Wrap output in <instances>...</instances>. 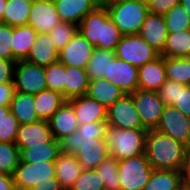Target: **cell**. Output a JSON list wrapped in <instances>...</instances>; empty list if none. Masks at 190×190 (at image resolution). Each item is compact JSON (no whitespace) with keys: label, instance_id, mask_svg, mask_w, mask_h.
<instances>
[{"label":"cell","instance_id":"1f68e13d","mask_svg":"<svg viewBox=\"0 0 190 190\" xmlns=\"http://www.w3.org/2000/svg\"><path fill=\"white\" fill-rule=\"evenodd\" d=\"M32 0H7L3 23L12 27L27 25Z\"/></svg>","mask_w":190,"mask_h":190},{"label":"cell","instance_id":"60d3db41","mask_svg":"<svg viewBox=\"0 0 190 190\" xmlns=\"http://www.w3.org/2000/svg\"><path fill=\"white\" fill-rule=\"evenodd\" d=\"M77 31V25L60 21L48 34L57 50L60 51L70 42Z\"/></svg>","mask_w":190,"mask_h":190},{"label":"cell","instance_id":"681fc988","mask_svg":"<svg viewBox=\"0 0 190 190\" xmlns=\"http://www.w3.org/2000/svg\"><path fill=\"white\" fill-rule=\"evenodd\" d=\"M15 92L14 82L0 84V106H9Z\"/></svg>","mask_w":190,"mask_h":190},{"label":"cell","instance_id":"f546056e","mask_svg":"<svg viewBox=\"0 0 190 190\" xmlns=\"http://www.w3.org/2000/svg\"><path fill=\"white\" fill-rule=\"evenodd\" d=\"M89 77L86 68L70 67L66 65L65 99L86 95Z\"/></svg>","mask_w":190,"mask_h":190},{"label":"cell","instance_id":"7c38bea8","mask_svg":"<svg viewBox=\"0 0 190 190\" xmlns=\"http://www.w3.org/2000/svg\"><path fill=\"white\" fill-rule=\"evenodd\" d=\"M104 78L125 94L134 93L138 89V68L117 57L110 61Z\"/></svg>","mask_w":190,"mask_h":190},{"label":"cell","instance_id":"5b68a950","mask_svg":"<svg viewBox=\"0 0 190 190\" xmlns=\"http://www.w3.org/2000/svg\"><path fill=\"white\" fill-rule=\"evenodd\" d=\"M106 9L123 36L137 35L149 13L148 5L140 0H125Z\"/></svg>","mask_w":190,"mask_h":190},{"label":"cell","instance_id":"6f0895ef","mask_svg":"<svg viewBox=\"0 0 190 190\" xmlns=\"http://www.w3.org/2000/svg\"><path fill=\"white\" fill-rule=\"evenodd\" d=\"M187 123L189 124V127H190V114L187 115Z\"/></svg>","mask_w":190,"mask_h":190},{"label":"cell","instance_id":"7bdbcfd3","mask_svg":"<svg viewBox=\"0 0 190 190\" xmlns=\"http://www.w3.org/2000/svg\"><path fill=\"white\" fill-rule=\"evenodd\" d=\"M12 26L0 22V58L13 60Z\"/></svg>","mask_w":190,"mask_h":190},{"label":"cell","instance_id":"83f0119b","mask_svg":"<svg viewBox=\"0 0 190 190\" xmlns=\"http://www.w3.org/2000/svg\"><path fill=\"white\" fill-rule=\"evenodd\" d=\"M33 96L35 111L40 120H48L67 101L61 93L50 89Z\"/></svg>","mask_w":190,"mask_h":190},{"label":"cell","instance_id":"ee69618b","mask_svg":"<svg viewBox=\"0 0 190 190\" xmlns=\"http://www.w3.org/2000/svg\"><path fill=\"white\" fill-rule=\"evenodd\" d=\"M179 85L180 83L173 80H166L162 87L157 91L159 98L165 105L174 106V103H177Z\"/></svg>","mask_w":190,"mask_h":190},{"label":"cell","instance_id":"f5cc1de1","mask_svg":"<svg viewBox=\"0 0 190 190\" xmlns=\"http://www.w3.org/2000/svg\"><path fill=\"white\" fill-rule=\"evenodd\" d=\"M125 0H96L97 6L100 8H108L111 5L123 2Z\"/></svg>","mask_w":190,"mask_h":190},{"label":"cell","instance_id":"484cf974","mask_svg":"<svg viewBox=\"0 0 190 190\" xmlns=\"http://www.w3.org/2000/svg\"><path fill=\"white\" fill-rule=\"evenodd\" d=\"M9 107L11 113L18 119L20 125L32 124L40 120L35 111L33 95L15 92Z\"/></svg>","mask_w":190,"mask_h":190},{"label":"cell","instance_id":"db71d44e","mask_svg":"<svg viewBox=\"0 0 190 190\" xmlns=\"http://www.w3.org/2000/svg\"><path fill=\"white\" fill-rule=\"evenodd\" d=\"M180 5L185 9L190 17V0H180Z\"/></svg>","mask_w":190,"mask_h":190},{"label":"cell","instance_id":"9a60e30c","mask_svg":"<svg viewBox=\"0 0 190 190\" xmlns=\"http://www.w3.org/2000/svg\"><path fill=\"white\" fill-rule=\"evenodd\" d=\"M168 33L164 16L149 12L141 25L138 35L161 54L165 47Z\"/></svg>","mask_w":190,"mask_h":190},{"label":"cell","instance_id":"9f6ffc18","mask_svg":"<svg viewBox=\"0 0 190 190\" xmlns=\"http://www.w3.org/2000/svg\"><path fill=\"white\" fill-rule=\"evenodd\" d=\"M142 3L149 4L152 0H140Z\"/></svg>","mask_w":190,"mask_h":190},{"label":"cell","instance_id":"74e56055","mask_svg":"<svg viewBox=\"0 0 190 190\" xmlns=\"http://www.w3.org/2000/svg\"><path fill=\"white\" fill-rule=\"evenodd\" d=\"M47 89L57 91L65 98L66 65L57 61L45 67Z\"/></svg>","mask_w":190,"mask_h":190},{"label":"cell","instance_id":"7dc6e473","mask_svg":"<svg viewBox=\"0 0 190 190\" xmlns=\"http://www.w3.org/2000/svg\"><path fill=\"white\" fill-rule=\"evenodd\" d=\"M180 4V0H152L148 4L149 12L164 15L173 7Z\"/></svg>","mask_w":190,"mask_h":190},{"label":"cell","instance_id":"bcb514c9","mask_svg":"<svg viewBox=\"0 0 190 190\" xmlns=\"http://www.w3.org/2000/svg\"><path fill=\"white\" fill-rule=\"evenodd\" d=\"M174 107L186 116L190 114V86H178L177 103H174Z\"/></svg>","mask_w":190,"mask_h":190},{"label":"cell","instance_id":"f6af8a7d","mask_svg":"<svg viewBox=\"0 0 190 190\" xmlns=\"http://www.w3.org/2000/svg\"><path fill=\"white\" fill-rule=\"evenodd\" d=\"M107 126V122L81 124L78 127V132L82 135L96 136V139H105Z\"/></svg>","mask_w":190,"mask_h":190},{"label":"cell","instance_id":"e0dca14e","mask_svg":"<svg viewBox=\"0 0 190 190\" xmlns=\"http://www.w3.org/2000/svg\"><path fill=\"white\" fill-rule=\"evenodd\" d=\"M73 107L79 125L94 122H106L107 109L87 95L67 100Z\"/></svg>","mask_w":190,"mask_h":190},{"label":"cell","instance_id":"44dd1931","mask_svg":"<svg viewBox=\"0 0 190 190\" xmlns=\"http://www.w3.org/2000/svg\"><path fill=\"white\" fill-rule=\"evenodd\" d=\"M61 21L79 25L98 6L96 0H53Z\"/></svg>","mask_w":190,"mask_h":190},{"label":"cell","instance_id":"5bb4252c","mask_svg":"<svg viewBox=\"0 0 190 190\" xmlns=\"http://www.w3.org/2000/svg\"><path fill=\"white\" fill-rule=\"evenodd\" d=\"M53 0H32L27 25L37 33H49L60 22Z\"/></svg>","mask_w":190,"mask_h":190},{"label":"cell","instance_id":"9c48e42d","mask_svg":"<svg viewBox=\"0 0 190 190\" xmlns=\"http://www.w3.org/2000/svg\"><path fill=\"white\" fill-rule=\"evenodd\" d=\"M131 95L143 127L146 130H155L165 107L158 93L137 89Z\"/></svg>","mask_w":190,"mask_h":190},{"label":"cell","instance_id":"ba28073f","mask_svg":"<svg viewBox=\"0 0 190 190\" xmlns=\"http://www.w3.org/2000/svg\"><path fill=\"white\" fill-rule=\"evenodd\" d=\"M13 82L16 92L38 94L47 89L45 67L25 60L16 61Z\"/></svg>","mask_w":190,"mask_h":190},{"label":"cell","instance_id":"603a6c76","mask_svg":"<svg viewBox=\"0 0 190 190\" xmlns=\"http://www.w3.org/2000/svg\"><path fill=\"white\" fill-rule=\"evenodd\" d=\"M86 95L108 109L117 100L122 98L125 93L105 78H97L89 81Z\"/></svg>","mask_w":190,"mask_h":190},{"label":"cell","instance_id":"f35d334b","mask_svg":"<svg viewBox=\"0 0 190 190\" xmlns=\"http://www.w3.org/2000/svg\"><path fill=\"white\" fill-rule=\"evenodd\" d=\"M122 36L118 27L109 17L105 22H101L100 39L95 48L114 51Z\"/></svg>","mask_w":190,"mask_h":190},{"label":"cell","instance_id":"3957f363","mask_svg":"<svg viewBox=\"0 0 190 190\" xmlns=\"http://www.w3.org/2000/svg\"><path fill=\"white\" fill-rule=\"evenodd\" d=\"M13 179L16 190H63L55 177V161H20Z\"/></svg>","mask_w":190,"mask_h":190},{"label":"cell","instance_id":"ffe728a7","mask_svg":"<svg viewBox=\"0 0 190 190\" xmlns=\"http://www.w3.org/2000/svg\"><path fill=\"white\" fill-rule=\"evenodd\" d=\"M58 59L59 51L49 37V34L37 33L34 44L32 45L25 61L46 67L50 64L56 63Z\"/></svg>","mask_w":190,"mask_h":190},{"label":"cell","instance_id":"d590c367","mask_svg":"<svg viewBox=\"0 0 190 190\" xmlns=\"http://www.w3.org/2000/svg\"><path fill=\"white\" fill-rule=\"evenodd\" d=\"M20 162V150L15 142H0V173L13 176Z\"/></svg>","mask_w":190,"mask_h":190},{"label":"cell","instance_id":"ab89813d","mask_svg":"<svg viewBox=\"0 0 190 190\" xmlns=\"http://www.w3.org/2000/svg\"><path fill=\"white\" fill-rule=\"evenodd\" d=\"M163 16L168 32H179L190 29V17L180 4L173 7Z\"/></svg>","mask_w":190,"mask_h":190},{"label":"cell","instance_id":"e575fe53","mask_svg":"<svg viewBox=\"0 0 190 190\" xmlns=\"http://www.w3.org/2000/svg\"><path fill=\"white\" fill-rule=\"evenodd\" d=\"M95 170L101 177L105 190H121L118 160L115 157L109 156Z\"/></svg>","mask_w":190,"mask_h":190},{"label":"cell","instance_id":"cb8c5ba5","mask_svg":"<svg viewBox=\"0 0 190 190\" xmlns=\"http://www.w3.org/2000/svg\"><path fill=\"white\" fill-rule=\"evenodd\" d=\"M183 172L177 170H153L143 190H183Z\"/></svg>","mask_w":190,"mask_h":190},{"label":"cell","instance_id":"4316f807","mask_svg":"<svg viewBox=\"0 0 190 190\" xmlns=\"http://www.w3.org/2000/svg\"><path fill=\"white\" fill-rule=\"evenodd\" d=\"M36 30L29 25L12 27V52L13 60H25L34 44Z\"/></svg>","mask_w":190,"mask_h":190},{"label":"cell","instance_id":"8d00e7d4","mask_svg":"<svg viewBox=\"0 0 190 190\" xmlns=\"http://www.w3.org/2000/svg\"><path fill=\"white\" fill-rule=\"evenodd\" d=\"M19 126V121L11 113L10 107L0 106V142H15Z\"/></svg>","mask_w":190,"mask_h":190},{"label":"cell","instance_id":"b9f144b4","mask_svg":"<svg viewBox=\"0 0 190 190\" xmlns=\"http://www.w3.org/2000/svg\"><path fill=\"white\" fill-rule=\"evenodd\" d=\"M70 190H105L103 181L95 169H83Z\"/></svg>","mask_w":190,"mask_h":190},{"label":"cell","instance_id":"4dcf8cb0","mask_svg":"<svg viewBox=\"0 0 190 190\" xmlns=\"http://www.w3.org/2000/svg\"><path fill=\"white\" fill-rule=\"evenodd\" d=\"M160 55L171 58L190 57V29L169 32L165 47Z\"/></svg>","mask_w":190,"mask_h":190},{"label":"cell","instance_id":"2e32d148","mask_svg":"<svg viewBox=\"0 0 190 190\" xmlns=\"http://www.w3.org/2000/svg\"><path fill=\"white\" fill-rule=\"evenodd\" d=\"M53 139L52 131L47 120H38L32 124L20 125L15 144L19 150L32 146H41Z\"/></svg>","mask_w":190,"mask_h":190},{"label":"cell","instance_id":"836d02e7","mask_svg":"<svg viewBox=\"0 0 190 190\" xmlns=\"http://www.w3.org/2000/svg\"><path fill=\"white\" fill-rule=\"evenodd\" d=\"M114 57V51L95 48L86 67L89 80L104 78L109 63Z\"/></svg>","mask_w":190,"mask_h":190},{"label":"cell","instance_id":"f907efd6","mask_svg":"<svg viewBox=\"0 0 190 190\" xmlns=\"http://www.w3.org/2000/svg\"><path fill=\"white\" fill-rule=\"evenodd\" d=\"M0 190H16L13 176L0 173Z\"/></svg>","mask_w":190,"mask_h":190},{"label":"cell","instance_id":"816d5d0a","mask_svg":"<svg viewBox=\"0 0 190 190\" xmlns=\"http://www.w3.org/2000/svg\"><path fill=\"white\" fill-rule=\"evenodd\" d=\"M182 172H183V188L184 190H190V150L188 153L187 162Z\"/></svg>","mask_w":190,"mask_h":190},{"label":"cell","instance_id":"11a10c76","mask_svg":"<svg viewBox=\"0 0 190 190\" xmlns=\"http://www.w3.org/2000/svg\"><path fill=\"white\" fill-rule=\"evenodd\" d=\"M7 0H0V22L3 23L4 10Z\"/></svg>","mask_w":190,"mask_h":190},{"label":"cell","instance_id":"d6a6232c","mask_svg":"<svg viewBox=\"0 0 190 190\" xmlns=\"http://www.w3.org/2000/svg\"><path fill=\"white\" fill-rule=\"evenodd\" d=\"M164 64L167 80L190 86V57H164Z\"/></svg>","mask_w":190,"mask_h":190},{"label":"cell","instance_id":"f1b7e54d","mask_svg":"<svg viewBox=\"0 0 190 190\" xmlns=\"http://www.w3.org/2000/svg\"><path fill=\"white\" fill-rule=\"evenodd\" d=\"M61 153L60 141L52 139L49 143L41 146H32L20 150V161L35 163V162H50L55 161Z\"/></svg>","mask_w":190,"mask_h":190},{"label":"cell","instance_id":"8992f818","mask_svg":"<svg viewBox=\"0 0 190 190\" xmlns=\"http://www.w3.org/2000/svg\"><path fill=\"white\" fill-rule=\"evenodd\" d=\"M153 170L145 154L118 161L121 190H143Z\"/></svg>","mask_w":190,"mask_h":190},{"label":"cell","instance_id":"d4e9b609","mask_svg":"<svg viewBox=\"0 0 190 190\" xmlns=\"http://www.w3.org/2000/svg\"><path fill=\"white\" fill-rule=\"evenodd\" d=\"M109 17V12L106 8L97 7L79 23L78 31L96 47L100 39L101 22H105Z\"/></svg>","mask_w":190,"mask_h":190},{"label":"cell","instance_id":"8fae6325","mask_svg":"<svg viewBox=\"0 0 190 190\" xmlns=\"http://www.w3.org/2000/svg\"><path fill=\"white\" fill-rule=\"evenodd\" d=\"M106 122L121 129L144 128L131 94H125L107 109Z\"/></svg>","mask_w":190,"mask_h":190},{"label":"cell","instance_id":"ac0fdd59","mask_svg":"<svg viewBox=\"0 0 190 190\" xmlns=\"http://www.w3.org/2000/svg\"><path fill=\"white\" fill-rule=\"evenodd\" d=\"M53 138L61 141L78 130L79 122L72 105L66 101L48 120Z\"/></svg>","mask_w":190,"mask_h":190},{"label":"cell","instance_id":"d6986e66","mask_svg":"<svg viewBox=\"0 0 190 190\" xmlns=\"http://www.w3.org/2000/svg\"><path fill=\"white\" fill-rule=\"evenodd\" d=\"M138 78V89L157 92L167 80L164 57L159 55L156 59L139 67Z\"/></svg>","mask_w":190,"mask_h":190},{"label":"cell","instance_id":"52a82bcc","mask_svg":"<svg viewBox=\"0 0 190 190\" xmlns=\"http://www.w3.org/2000/svg\"><path fill=\"white\" fill-rule=\"evenodd\" d=\"M114 53L115 57L122 59L137 68L156 59L160 55L138 34L122 36Z\"/></svg>","mask_w":190,"mask_h":190},{"label":"cell","instance_id":"6da1fadb","mask_svg":"<svg viewBox=\"0 0 190 190\" xmlns=\"http://www.w3.org/2000/svg\"><path fill=\"white\" fill-rule=\"evenodd\" d=\"M189 150L187 146L171 136L156 130L147 132L144 154L154 170L183 171Z\"/></svg>","mask_w":190,"mask_h":190},{"label":"cell","instance_id":"7402d4cb","mask_svg":"<svg viewBox=\"0 0 190 190\" xmlns=\"http://www.w3.org/2000/svg\"><path fill=\"white\" fill-rule=\"evenodd\" d=\"M83 168L74 154L60 153L55 160V177L63 190H70Z\"/></svg>","mask_w":190,"mask_h":190},{"label":"cell","instance_id":"277c9868","mask_svg":"<svg viewBox=\"0 0 190 190\" xmlns=\"http://www.w3.org/2000/svg\"><path fill=\"white\" fill-rule=\"evenodd\" d=\"M147 132L145 128L121 129L108 125L105 141L110 149V156L120 161L144 154Z\"/></svg>","mask_w":190,"mask_h":190},{"label":"cell","instance_id":"30bf717a","mask_svg":"<svg viewBox=\"0 0 190 190\" xmlns=\"http://www.w3.org/2000/svg\"><path fill=\"white\" fill-rule=\"evenodd\" d=\"M156 131L171 136L190 149V127L187 116L176 107L165 105Z\"/></svg>","mask_w":190,"mask_h":190},{"label":"cell","instance_id":"c3c4849f","mask_svg":"<svg viewBox=\"0 0 190 190\" xmlns=\"http://www.w3.org/2000/svg\"><path fill=\"white\" fill-rule=\"evenodd\" d=\"M15 65V60L0 58V84L13 82Z\"/></svg>","mask_w":190,"mask_h":190},{"label":"cell","instance_id":"4fadbf2b","mask_svg":"<svg viewBox=\"0 0 190 190\" xmlns=\"http://www.w3.org/2000/svg\"><path fill=\"white\" fill-rule=\"evenodd\" d=\"M95 47L79 32L59 51L58 61L64 65L86 68Z\"/></svg>","mask_w":190,"mask_h":190},{"label":"cell","instance_id":"7a4b0ae2","mask_svg":"<svg viewBox=\"0 0 190 190\" xmlns=\"http://www.w3.org/2000/svg\"><path fill=\"white\" fill-rule=\"evenodd\" d=\"M61 152L74 154L83 169H96L110 156V149L105 139L73 132L60 141Z\"/></svg>","mask_w":190,"mask_h":190}]
</instances>
